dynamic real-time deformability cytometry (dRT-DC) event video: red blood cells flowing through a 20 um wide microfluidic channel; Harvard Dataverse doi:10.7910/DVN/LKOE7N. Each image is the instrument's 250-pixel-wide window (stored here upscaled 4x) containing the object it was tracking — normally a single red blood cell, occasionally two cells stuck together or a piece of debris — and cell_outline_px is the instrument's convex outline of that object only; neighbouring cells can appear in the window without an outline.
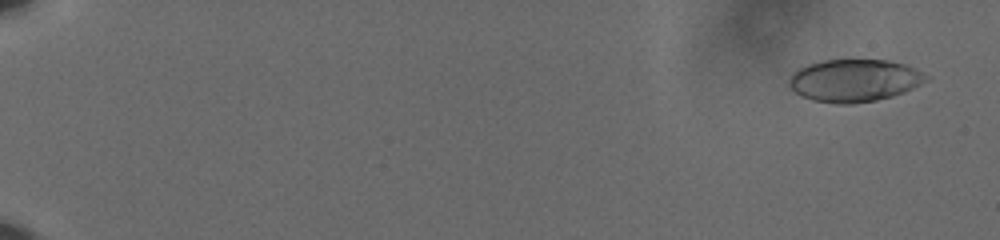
{"species": "human", "species_latin": "Homo sapiens", "temperature_condition": "cold", "stored_images_in_passage": 61, "camera_frame_rate_fps": 3000, "um_per_image_px": 0.085, "donor": {"sex": "male"}, "frame": {"image": 1, "passage_image": 4, "time_ms": 1.0, "image_size_px": [1000, 240], "cell_outline_px": [[928, 80], [904, 92], [892, 96], [876, 100], [852, 104], [836, 104], [812, 100], [800, 96], [788, 84], [788, 80], [792, 72], [808, 64], [824, 60], [888, 60], [904, 64], [916, 68], [928, 76]], "centroid_in_image_um": [72.6, 6.84], "position_along_channel_um": 12.4, "area_um2": 33.99}}
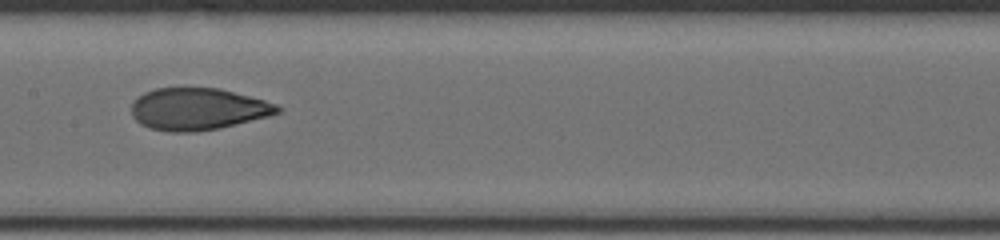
{"frame": {"image": 2, "passage_image": 35, "time_ms": 11.333, "image_size_px": [1000, 240], "cell_outline_px": [[284, 108], [280, 112], [268, 116], [220, 128], [196, 132], [168, 132], [148, 128], [140, 124], [132, 116], [132, 104], [136, 96], [144, 92], [156, 88], [220, 88], [264, 100], [276, 104]], "centroid_in_image_um": [16.79, 9.27], "position_along_channel_um": 190.6, "area_um2": 35.95}}
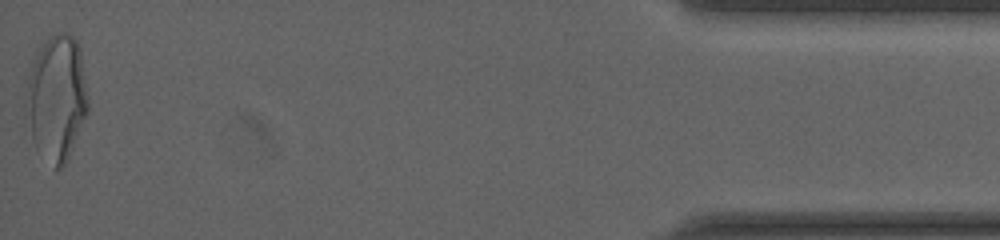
{"frame": {"image": 3, "passage_image": 61, "time_ms": 20.0, "image_size_px": [1000, 240], "cell_outline_px": [[88, 112], [68, 160], [60, 168], [56, 168], [36, 148], [24, 116], [24, 104], [28, 76], [32, 60], [48, 36], [60, 32], [64, 32], [72, 36], [76, 40], [80, 48], [88, 96]], "centroid_in_image_um": [4.8, 8.31], "position_along_channel_um": 430.4, "area_um2": 45.78}, "authors_computed_cell_mechanics": {"area_um2": 35.7782, "velocity_mm_per_s": 3.6348, "shape_relaxation_time_tau1_ms": 6.0881, "shape_relaxation_time_tau2_ms": 1.2194, "deformation_change_tau1": 0.1974, "deformation_change_tau2": 0.0718}}